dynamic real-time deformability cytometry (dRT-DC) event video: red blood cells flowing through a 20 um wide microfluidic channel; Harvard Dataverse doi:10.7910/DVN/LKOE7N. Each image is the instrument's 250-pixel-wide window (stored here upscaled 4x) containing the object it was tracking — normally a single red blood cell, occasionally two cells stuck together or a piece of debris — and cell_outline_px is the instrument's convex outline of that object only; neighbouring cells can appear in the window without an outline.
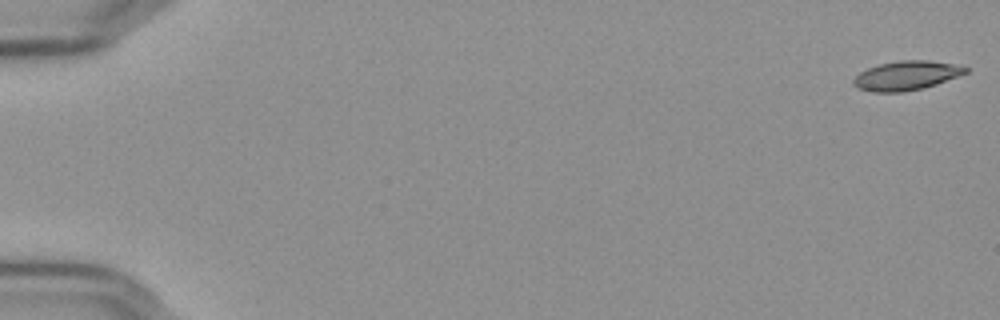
{"species": "Egyptian fruit bat (a non-hibernating species)", "species_latin": "Rousettus aegyptiacus", "temperature_condition": "cold", "stored_images_in_passage": 57, "camera_frame_rate_fps": 3000, "um_per_image_px": 0.085, "frame": {"image": 1, "passage_image": 1, "time_ms": 0.0, "image_size_px": [1000, 320], "cell_outline_px": [[968, 72], [936, 84], [924, 88], [904, 92], [872, 92], [856, 88], [852, 84], [852, 80], [860, 72], [868, 68], [880, 64], [900, 60], [928, 60], [952, 64], [968, 68]], "centroid_in_image_um": [76.99, 6.43], "position_along_channel_um": 8.0, "area_um2": 19.02}}
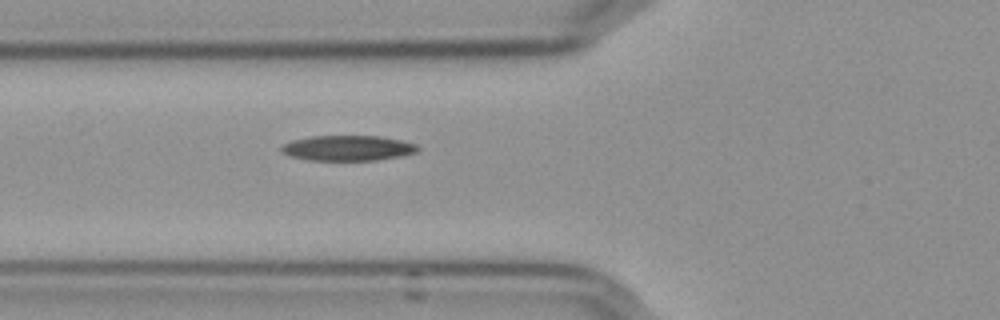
{"frame": {"image": 2, "passage_image": 22, "time_ms": 7.0, "image_size_px": [1000, 320], "cell_outline_px": [[420, 148], [416, 152], [400, 156], [376, 160], [308, 160], [288, 156], [280, 152], [280, 144], [292, 140], [312, 136], [380, 136], [400, 140], [416, 144]], "centroid_in_image_um": [29.5, 12.58], "position_along_channel_um": 96.3, "area_um2": 20.23}}
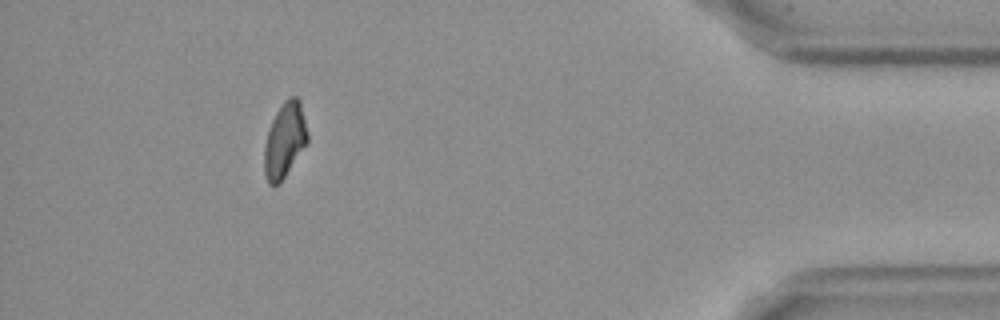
{"frame": {"image": 3, "passage_image": 52, "time_ms": 17.0, "image_size_px": [1000, 320], "cell_outline_px": [[308, 140], [280, 184], [268, 184], [264, 172], [264, 144], [272, 120], [276, 112], [284, 100], [288, 96], [296, 96], [300, 100], [308, 136]], "centroid_in_image_um": [24.18, 11.9], "position_along_channel_um": 411.0, "area_um2": 18.73}, "authors_computed_cell_mechanics": {"area_um2": 19.4786, "velocity_mm_per_s": 3.643, "shape_relaxation_time_tau1_ms": 7.5827, "shape_relaxation_time_tau2_ms": null, "deformation_change_tau1": 0.1972, "deformation_change_tau2": null}}